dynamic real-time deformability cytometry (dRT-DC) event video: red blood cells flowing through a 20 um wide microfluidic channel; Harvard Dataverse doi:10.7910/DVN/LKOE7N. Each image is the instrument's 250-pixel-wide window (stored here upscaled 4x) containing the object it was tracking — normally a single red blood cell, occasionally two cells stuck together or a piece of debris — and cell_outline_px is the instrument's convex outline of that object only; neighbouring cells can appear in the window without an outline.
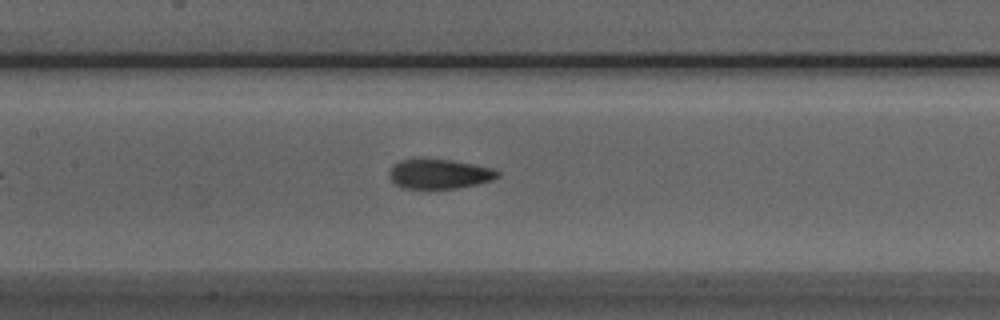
{"species": "Egyptian fruit bat (a non-hibernating species)", "species_latin": "Rousettus aegyptiacus", "temperature_condition": "room temperature", "stored_images_in_passage": 34, "camera_frame_rate_fps": 3000, "um_per_image_px": 0.085, "animal": {"sex": "male"}, "frame": {"image": 1, "passage_image": 9, "time_ms": 2.667, "image_size_px": [1000, 320], "cell_outline_px": [[500, 176], [492, 180], [476, 184], [456, 188], [400, 188], [392, 180], [388, 172], [392, 164], [400, 160], [416, 156], [452, 160], [492, 168], [500, 172]], "centroid_in_image_um": [37.28, 14.74], "position_along_channel_um": 170.1, "area_um2": 19.19}}
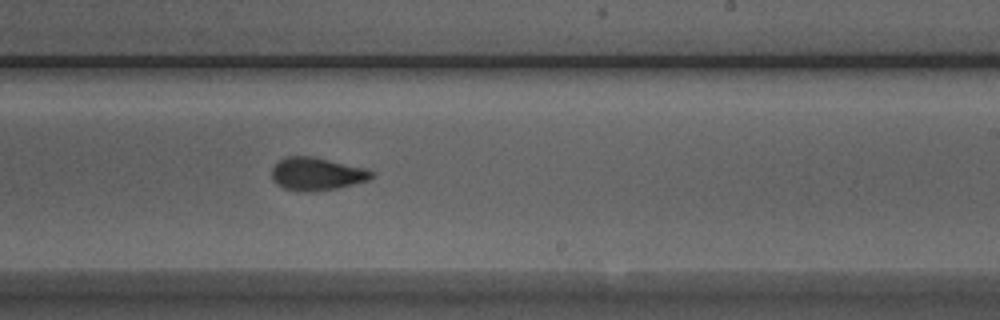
{"frame": {"image": 2, "passage_image": 16, "time_ms": 5.0, "image_size_px": [1000, 320], "cell_outline_px": [[376, 176], [368, 180], [336, 188], [312, 192], [304, 192], [284, 188], [276, 184], [272, 180], [272, 168], [284, 156], [312, 156], [368, 168], [376, 172]], "centroid_in_image_um": [26.96, 14.77], "position_along_channel_um": 262.0, "area_um2": 19.36}}
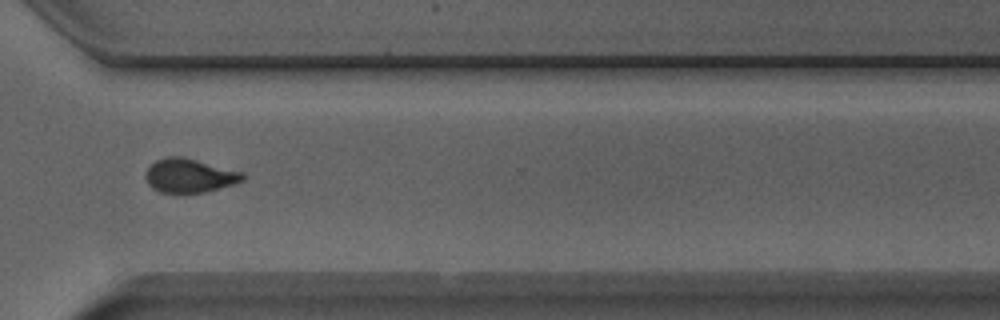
{"frame": {"image": 3, "passage_image": 23, "time_ms": 7.333, "image_size_px": [1000, 320], "cell_outline_px": [[244, 180], [232, 184], [204, 192], [160, 192], [152, 188], [148, 184], [144, 176], [148, 168], [156, 160], [168, 156], [184, 156], [244, 172]], "centroid_in_image_um": [16.1, 14.9], "position_along_channel_um": 354.5, "area_um2": 19.13}, "authors_computed_cell_mechanics": {"area_um2": 18.9295, "velocity_mm_per_s": 3.959, "shape_relaxation_time_tau1_ms": 4.5671, "shape_relaxation_time_tau2_ms": 1.4971, "deformation_change_tau1": 0.1533, "deformation_change_tau2": 0.0728}}